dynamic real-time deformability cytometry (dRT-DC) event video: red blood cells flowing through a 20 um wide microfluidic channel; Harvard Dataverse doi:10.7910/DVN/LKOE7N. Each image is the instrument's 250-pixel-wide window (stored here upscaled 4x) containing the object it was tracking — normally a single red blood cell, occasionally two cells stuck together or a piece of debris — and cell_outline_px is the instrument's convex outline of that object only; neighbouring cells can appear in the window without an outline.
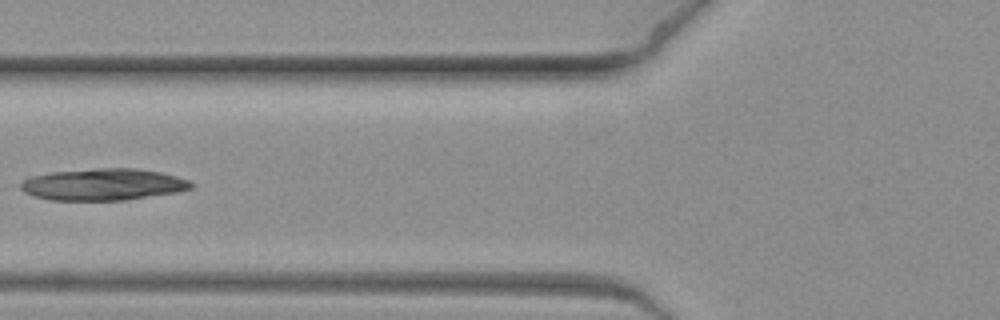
{"species": "common noctule bat (a hibernating species)", "species_latin": "Nyctalus noctula", "temperature_condition": "warm", "stored_images_in_passage": 6, "camera_frame_rate_fps": 3000, "um_per_image_px": 0.085, "animal": {"sex": "female", "body_mass_g": 19.3, "forearm_length_mm": 54.1}, "frame": {"image": 1, "passage_image": 4, "time_ms": 1.0, "image_size_px": [1000, 320], "cell_outline_px": [[192, 188], [176, 192], [124, 200], [48, 200], [32, 196], [24, 192], [20, 188], [20, 184], [28, 176], [52, 172], [100, 168], [132, 168], [160, 172], [176, 176], [188, 180], [192, 184]], "centroid_in_image_um": [8.71, 15.68], "position_along_channel_um": 117.1, "area_um2": 31.44}}